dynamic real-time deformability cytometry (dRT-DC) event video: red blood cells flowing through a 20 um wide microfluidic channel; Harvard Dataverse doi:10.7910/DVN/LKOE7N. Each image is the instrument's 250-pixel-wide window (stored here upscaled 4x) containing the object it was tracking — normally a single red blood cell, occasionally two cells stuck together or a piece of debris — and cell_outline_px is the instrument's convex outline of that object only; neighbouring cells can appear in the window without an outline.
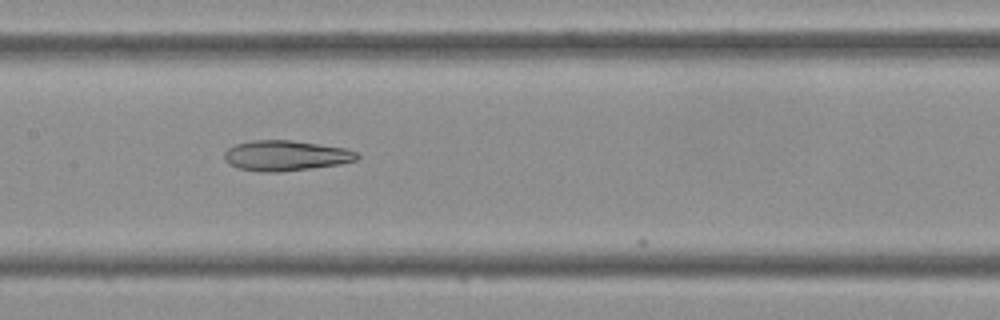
{"species": "Egyptian fruit bat (a non-hibernating species)", "species_latin": "Rousettus aegyptiacus", "temperature_condition": "cold", "stored_images_in_passage": 24, "camera_frame_rate_fps": 3000, "um_per_image_px": 0.085, "frame": {"image": 1, "passage_image": 21, "time_ms": 6.667, "image_size_px": [1000, 320], "cell_outline_px": [[360, 156], [356, 160], [340, 164], [312, 168], [276, 172], [260, 172], [236, 168], [228, 164], [224, 160], [224, 152], [228, 148], [236, 144], [252, 140], [292, 140], [344, 148], [356, 152]], "centroid_in_image_um": [24.24, 13.23], "position_along_channel_um": 183.2, "area_um2": 23.52}}
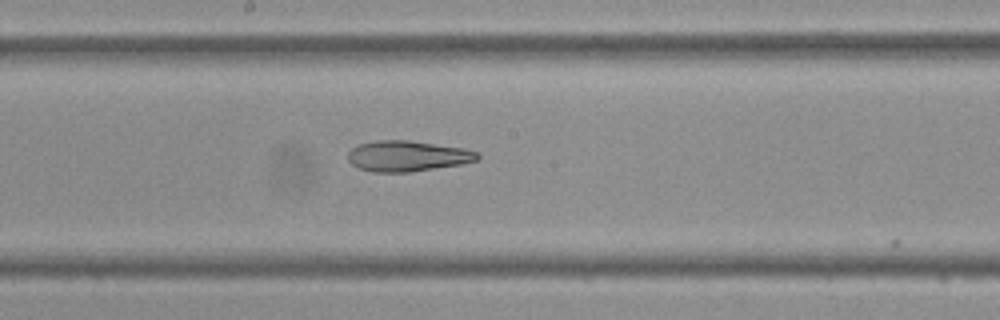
{"frame": {"image": 2, "passage_image": 23, "time_ms": 7.333, "image_size_px": [1000, 320], "cell_outline_px": [[480, 156], [476, 160], [460, 164], [412, 172], [372, 172], [360, 168], [352, 164], [348, 160], [348, 152], [352, 148], [360, 144], [376, 140], [408, 140], [464, 148], [476, 152]], "centroid_in_image_um": [34.6, 13.26], "position_along_channel_um": 213.6, "area_um2": 23.0}}